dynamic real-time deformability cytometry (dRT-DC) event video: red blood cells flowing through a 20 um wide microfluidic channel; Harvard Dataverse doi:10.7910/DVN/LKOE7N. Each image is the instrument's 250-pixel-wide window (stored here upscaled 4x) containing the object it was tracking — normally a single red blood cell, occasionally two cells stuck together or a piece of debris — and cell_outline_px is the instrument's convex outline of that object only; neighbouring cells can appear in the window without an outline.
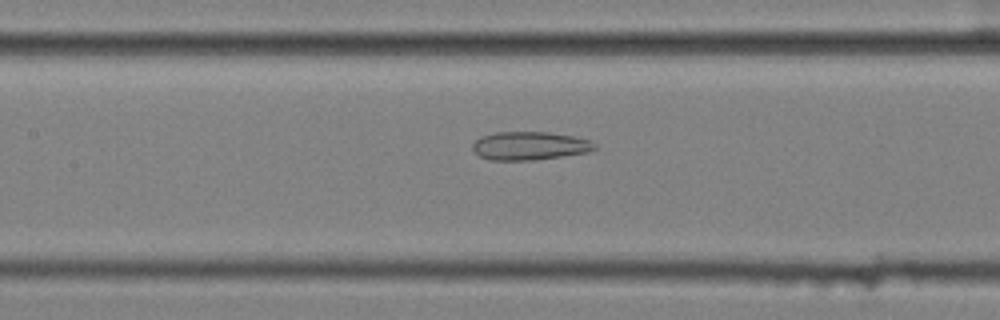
{"species": "common noctule bat (a hibernating species)", "species_latin": "Nyctalus noctula", "temperature_condition": "cold", "stored_images_in_passage": 9, "camera_frame_rate_fps": 3000, "um_per_image_px": 0.085, "animal": {"sex": "female", "body_mass_g": 25.1}, "frame": {"image": 1, "passage_image": 9, "time_ms": 2.667, "image_size_px": [1000, 320], "cell_outline_px": [[596, 148], [588, 152], [536, 160], [488, 160], [480, 156], [472, 148], [472, 144], [480, 136], [496, 132], [548, 132], [572, 136], [592, 140], [596, 144]], "centroid_in_image_um": [45.02, 12.39], "position_along_channel_um": 162.4, "area_um2": 20.23}}